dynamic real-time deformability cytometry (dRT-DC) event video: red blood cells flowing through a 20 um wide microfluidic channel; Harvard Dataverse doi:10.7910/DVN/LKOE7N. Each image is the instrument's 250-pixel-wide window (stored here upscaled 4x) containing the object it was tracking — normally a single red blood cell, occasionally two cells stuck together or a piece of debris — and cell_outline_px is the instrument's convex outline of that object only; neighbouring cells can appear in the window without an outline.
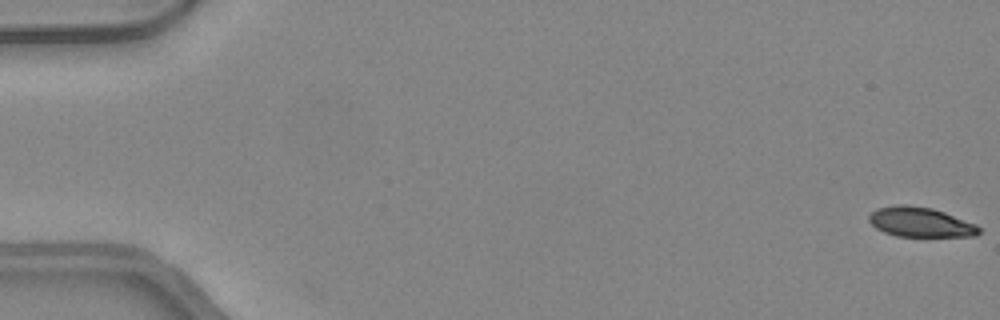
{"species": "common noctule bat (a hibernating species)", "species_latin": "Nyctalus noctula", "temperature_condition": "warm", "stored_images_in_passage": 5, "camera_frame_rate_fps": 3000, "um_per_image_px": 0.085, "animal": {"sex": "female", "body_mass_g": 24.6, "forearm_length_mm": 56.2}, "frame": {"image": 1, "passage_image": 1, "time_ms": 0.0, "image_size_px": [1000, 320], "cell_outline_px": [[980, 232], [976, 236], [896, 236], [884, 232], [876, 228], [868, 220], [868, 216], [876, 208], [896, 204], [904, 204], [932, 208], [944, 212], [976, 224], [980, 228]], "centroid_in_image_um": [78.21, 18.87], "position_along_channel_um": 6.8, "area_um2": 19.07}}